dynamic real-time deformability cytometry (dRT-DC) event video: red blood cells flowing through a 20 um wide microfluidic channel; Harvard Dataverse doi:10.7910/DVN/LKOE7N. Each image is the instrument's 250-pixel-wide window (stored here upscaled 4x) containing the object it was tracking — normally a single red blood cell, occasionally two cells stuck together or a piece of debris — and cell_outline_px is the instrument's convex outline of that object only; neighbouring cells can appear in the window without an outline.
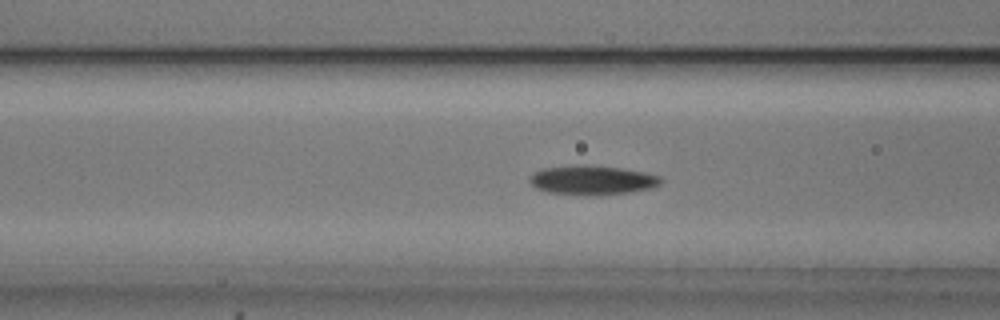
{"species": "common noctule bat (a hibernating species)", "species_latin": "Nyctalus noctula", "temperature_condition": "cold", "stored_images_in_passage": 47, "camera_frame_rate_fps": 3000, "um_per_image_px": 0.085, "animal": {"sex": "male", "body_mass_g": 20.5, "forearm_length_mm": 52.5}, "frame": {"image": 1, "passage_image": 14, "time_ms": 4.333, "image_size_px": [1000, 320], "cell_outline_px": [[664, 180], [660, 184], [652, 188], [628, 192], [592, 196], [548, 192], [536, 188], [528, 180], [540, 168], [580, 164], [584, 164], [620, 168], [644, 172], [660, 176]], "centroid_in_image_um": [50.35, 15.3], "position_along_channel_um": 116.3, "area_um2": 22.48}}
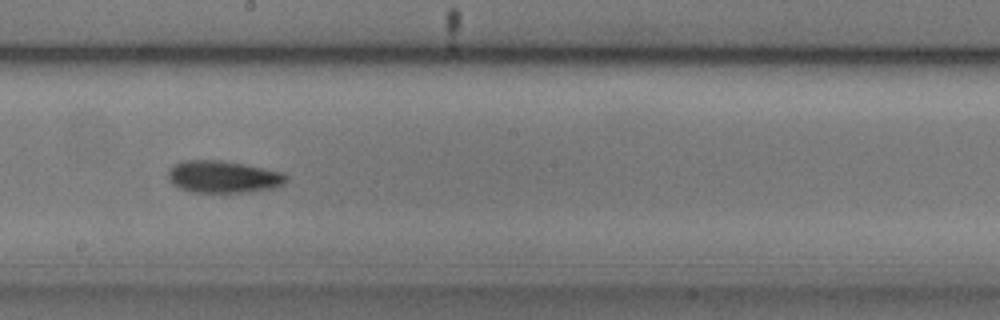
{"frame": {"image": 2, "passage_image": 23, "time_ms": 7.333, "image_size_px": [1000, 320], "cell_outline_px": [[288, 176], [284, 184], [272, 188], [248, 192], [192, 192], [180, 188], [172, 184], [168, 176], [168, 172], [172, 164], [184, 160], [224, 160], [284, 172]], "centroid_in_image_um": [18.97, 15.02], "position_along_channel_um": 229.2, "area_um2": 22.25}}
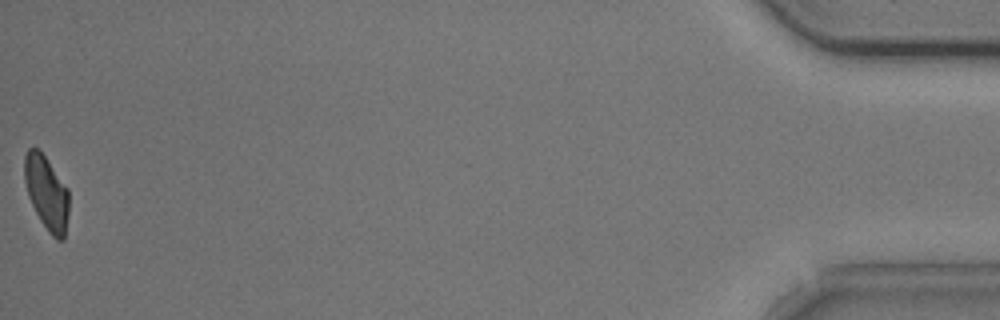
{"frame": {"image": 3, "passage_image": 47, "time_ms": 15.333, "image_size_px": [1000, 320], "cell_outline_px": [[68, 216], [64, 240], [56, 240], [48, 232], [40, 220], [28, 196], [24, 180], [24, 156], [28, 148], [36, 148], [44, 156], [68, 188]], "centroid_in_image_um": [3.96, 16.42], "position_along_channel_um": 431.2, "area_um2": 19.07}, "authors_computed_cell_mechanics": {"area_um2": 20.9236, "velocity_mm_per_s": 3.7591, "shape_relaxation_time_tau1_ms": 4.0741, "shape_relaxation_time_tau2_ms": 9.1674, "deformation_change_tau1": 0.1422, "deformation_change_tau2": 0.1588}}